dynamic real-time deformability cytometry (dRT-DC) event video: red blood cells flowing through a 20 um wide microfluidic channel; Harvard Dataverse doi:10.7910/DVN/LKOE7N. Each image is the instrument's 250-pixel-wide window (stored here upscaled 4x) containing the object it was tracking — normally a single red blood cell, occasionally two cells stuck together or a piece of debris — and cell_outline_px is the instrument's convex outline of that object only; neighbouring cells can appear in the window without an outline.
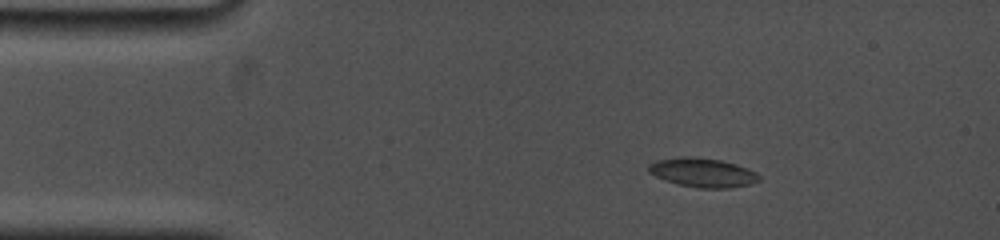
{"species": "common noctule bat (a hibernating species)", "species_latin": "Nyctalus noctula", "temperature_condition": "cold", "stored_images_in_passage": 43, "camera_frame_rate_fps": 5000, "um_per_image_px": 0.085, "animal": {"sex": "female", "body_mass_g": 19.0, "forearm_length_mm": 53.3}, "frame": {"image": 1, "passage_image": 1, "time_ms": 0.0, "image_size_px": [1000, 240], "cell_outline_px": [[760, 180], [752, 184], [728, 188], [700, 188], [680, 184], [656, 176], [648, 172], [648, 164], [656, 160], [680, 156], [696, 156], [720, 160], [736, 164], [756, 172], [760, 176]], "centroid_in_image_um": [59.74, 14.65], "position_along_channel_um": 25.3, "area_um2": 18.73}}
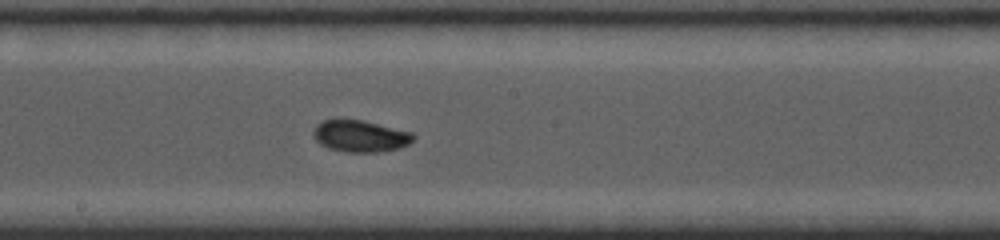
{"frame": {"image": 2, "passage_image": 22, "time_ms": 6.6, "image_size_px": [1000, 240], "cell_outline_px": [[416, 136], [408, 144], [400, 148], [376, 152], [348, 152], [328, 148], [320, 144], [312, 136], [312, 132], [316, 124], [324, 120], [336, 116], [364, 120], [412, 132]], "centroid_in_image_um": [30.56, 11.52], "position_along_channel_um": 217.6, "area_um2": 19.07}}
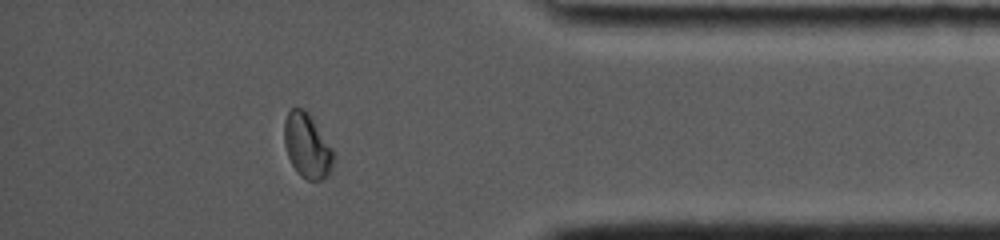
{"frame": {"image": 3, "passage_image": 39, "time_ms": 12.0, "image_size_px": [1000, 240], "cell_outline_px": [[336, 160], [328, 176], [320, 180], [308, 180], [300, 176], [296, 172], [288, 156], [284, 144], [284, 120], [288, 112], [292, 108], [300, 108], [308, 112], [336, 152]], "centroid_in_image_um": [26.14, 12.42], "position_along_channel_um": 409.1, "area_um2": 18.9}, "authors_computed_cell_mechanics": {"area_um2": 18.6116, "velocity_mm_per_s": 3.7897, "shape_relaxation_time_tau1_ms": 4.5093, "shape_relaxation_time_tau2_ms": 2.8231, "deformation_change_tau1": 0.1265, "deformation_change_tau2": 0.0501}}